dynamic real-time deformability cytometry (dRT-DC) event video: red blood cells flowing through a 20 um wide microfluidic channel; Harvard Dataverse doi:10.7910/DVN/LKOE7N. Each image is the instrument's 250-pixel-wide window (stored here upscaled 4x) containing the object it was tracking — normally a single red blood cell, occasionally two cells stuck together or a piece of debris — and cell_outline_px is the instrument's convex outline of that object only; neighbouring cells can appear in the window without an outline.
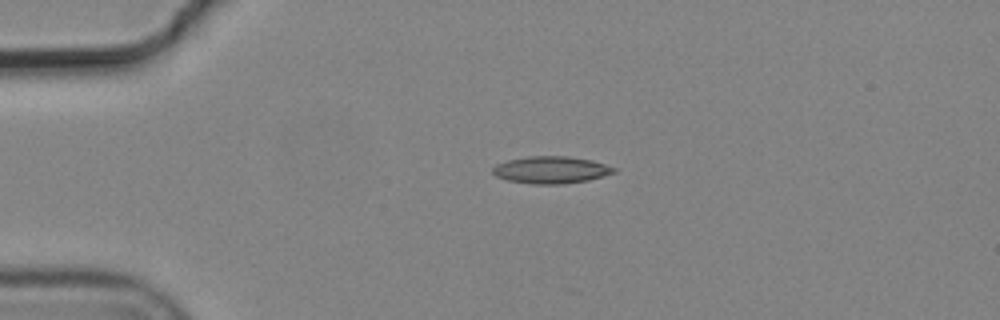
{"species": "common noctule bat (a hibernating species)", "species_latin": "Nyctalus noctula", "temperature_condition": "cold", "stored_images_in_passage": 3, "camera_frame_rate_fps": 3000, "um_per_image_px": 0.085, "animal": {"sex": "male", "body_mass_g": 19.2, "forearm_length_mm": 51.8}, "frame": {"image": 1, "passage_image": 1, "time_ms": 0.0, "image_size_px": [1000, 320], "cell_outline_px": [[616, 172], [604, 176], [588, 180], [564, 184], [532, 184], [508, 180], [496, 176], [492, 172], [492, 168], [496, 164], [508, 160], [528, 156], [568, 156], [592, 160], [616, 168]], "centroid_in_image_um": [46.84, 14.44], "position_along_channel_um": 38.2, "area_um2": 19.19}}